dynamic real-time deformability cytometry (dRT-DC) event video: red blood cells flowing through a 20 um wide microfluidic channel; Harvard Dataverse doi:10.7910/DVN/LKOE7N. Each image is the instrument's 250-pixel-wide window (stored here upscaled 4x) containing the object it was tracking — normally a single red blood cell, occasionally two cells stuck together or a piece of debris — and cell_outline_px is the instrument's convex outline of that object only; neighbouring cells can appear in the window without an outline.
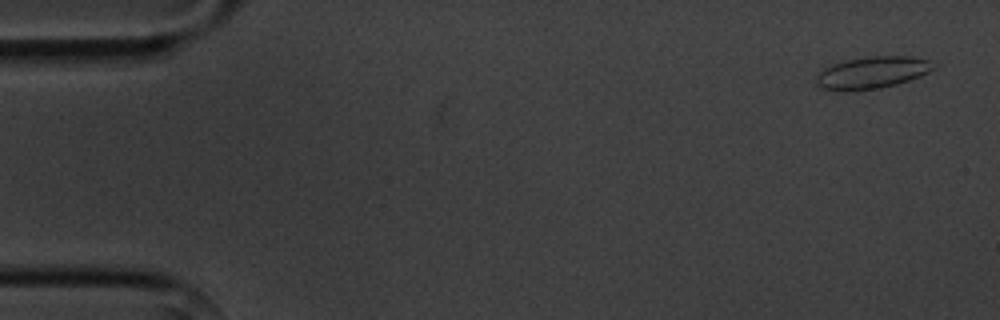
{"species": "common noctule bat (a hibernating species)", "species_latin": "Nyctalus noctula", "temperature_condition": "cold", "stored_images_in_passage": 5, "camera_frame_rate_fps": 3000, "um_per_image_px": 0.085, "animal": {"sex": "male", "body_mass_g": 20.1, "forearm_length_mm": 53.5}, "frame": {"image": 1, "passage_image": 1, "time_ms": 0.0, "image_size_px": [1000, 320], "cell_outline_px": [[940, 64], [936, 68], [920, 76], [896, 84], [880, 88], [848, 92], [824, 88], [816, 84], [812, 80], [816, 72], [832, 64], [848, 60], [868, 56], [912, 56], [928, 60]], "centroid_in_image_um": [74.11, 6.17], "position_along_channel_um": 10.9, "area_um2": 22.31}}